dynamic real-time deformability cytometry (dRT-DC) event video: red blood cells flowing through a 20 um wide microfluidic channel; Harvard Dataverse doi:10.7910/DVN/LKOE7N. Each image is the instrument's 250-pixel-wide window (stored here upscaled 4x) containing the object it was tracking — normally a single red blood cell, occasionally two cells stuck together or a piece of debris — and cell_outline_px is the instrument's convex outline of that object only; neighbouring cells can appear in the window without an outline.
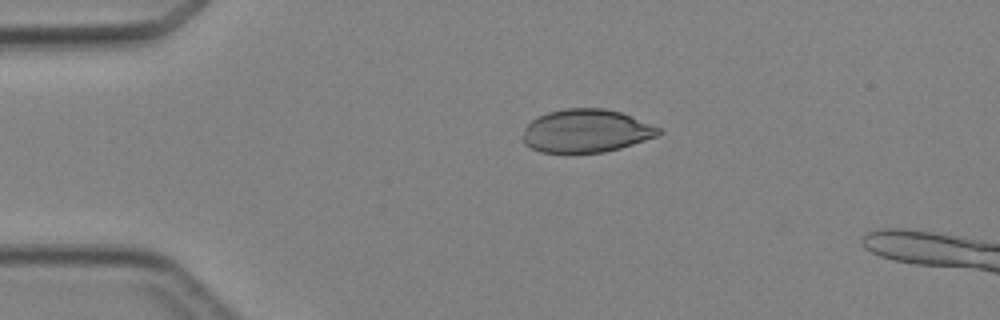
{"species": "Egyptian fruit bat (a non-hibernating species)", "species_latin": "Rousettus aegyptiacus", "temperature_condition": "cold", "stored_images_in_passage": 4, "camera_frame_rate_fps": 3000, "um_per_image_px": 0.085, "animal": {"sex": "female"}, "frame": {"image": 1, "passage_image": 3, "time_ms": 2.333, "image_size_px": [1000, 320], "cell_outline_px": [[664, 132], [656, 136], [620, 148], [604, 152], [540, 152], [524, 144], [520, 140], [520, 136], [524, 128], [532, 120], [548, 112], [564, 108], [604, 108], [620, 112], [660, 128]], "centroid_in_image_um": [49.77, 11.13], "position_along_channel_um": 35.2, "area_um2": 34.04}}